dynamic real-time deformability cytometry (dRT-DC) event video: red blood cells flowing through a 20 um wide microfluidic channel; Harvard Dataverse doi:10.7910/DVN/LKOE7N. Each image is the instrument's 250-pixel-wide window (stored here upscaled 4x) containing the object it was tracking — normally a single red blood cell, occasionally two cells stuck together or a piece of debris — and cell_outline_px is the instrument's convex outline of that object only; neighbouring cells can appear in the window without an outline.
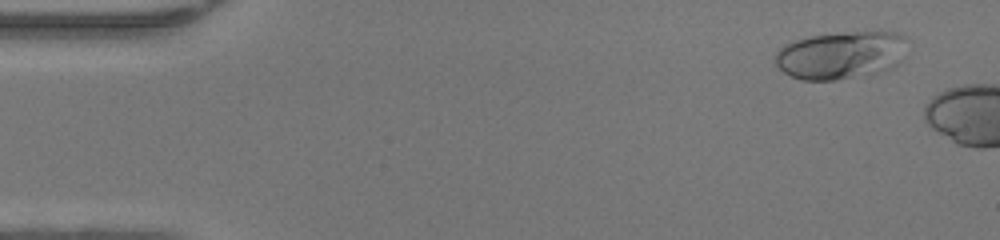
{"species": "human", "species_latin": "Homo sapiens", "temperature_condition": "warm", "stored_images_in_passage": 9, "camera_frame_rate_fps": 3000, "um_per_image_px": 0.085, "donor": {"sex": "female"}, "frame": {"image": 1, "passage_image": 4, "time_ms": 1.0, "image_size_px": [1000, 240], "cell_outline_px": [[904, 36], [900, 60], [892, 68], [872, 76], [836, 80], [800, 80], [784, 72], [776, 64], [776, 52], [784, 44], [808, 36], [848, 32], [896, 32]], "centroid_in_image_um": [71.44, 4.71], "position_along_channel_um": 13.6, "area_um2": 36.7}}